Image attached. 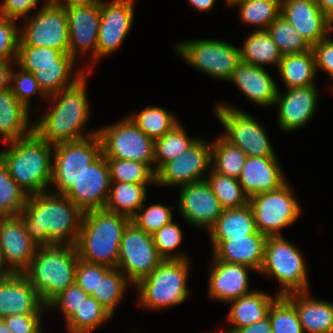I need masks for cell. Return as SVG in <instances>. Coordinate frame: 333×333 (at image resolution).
<instances>
[{
    "instance_id": "1",
    "label": "cell",
    "mask_w": 333,
    "mask_h": 333,
    "mask_svg": "<svg viewBox=\"0 0 333 333\" xmlns=\"http://www.w3.org/2000/svg\"><path fill=\"white\" fill-rule=\"evenodd\" d=\"M83 212L65 195L42 192L29 195L18 215L30 239L38 246L76 245Z\"/></svg>"
},
{
    "instance_id": "2",
    "label": "cell",
    "mask_w": 333,
    "mask_h": 333,
    "mask_svg": "<svg viewBox=\"0 0 333 333\" xmlns=\"http://www.w3.org/2000/svg\"><path fill=\"white\" fill-rule=\"evenodd\" d=\"M87 74L75 85L49 96L52 109L33 123V130L48 144L75 142L96 135L98 130L82 134L89 121Z\"/></svg>"
},
{
    "instance_id": "3",
    "label": "cell",
    "mask_w": 333,
    "mask_h": 333,
    "mask_svg": "<svg viewBox=\"0 0 333 333\" xmlns=\"http://www.w3.org/2000/svg\"><path fill=\"white\" fill-rule=\"evenodd\" d=\"M7 144L10 147L0 150V159L18 186L28 196L50 190L53 145L44 141L34 130L26 137Z\"/></svg>"
},
{
    "instance_id": "4",
    "label": "cell",
    "mask_w": 333,
    "mask_h": 333,
    "mask_svg": "<svg viewBox=\"0 0 333 333\" xmlns=\"http://www.w3.org/2000/svg\"><path fill=\"white\" fill-rule=\"evenodd\" d=\"M130 221L105 208L84 212L75 245L79 259L117 268L122 233Z\"/></svg>"
},
{
    "instance_id": "5",
    "label": "cell",
    "mask_w": 333,
    "mask_h": 333,
    "mask_svg": "<svg viewBox=\"0 0 333 333\" xmlns=\"http://www.w3.org/2000/svg\"><path fill=\"white\" fill-rule=\"evenodd\" d=\"M78 259L75 245L54 244L37 248L30 266L23 274L45 306L75 283Z\"/></svg>"
},
{
    "instance_id": "6",
    "label": "cell",
    "mask_w": 333,
    "mask_h": 333,
    "mask_svg": "<svg viewBox=\"0 0 333 333\" xmlns=\"http://www.w3.org/2000/svg\"><path fill=\"white\" fill-rule=\"evenodd\" d=\"M189 270V259L163 260L134 286L138 291V306L157 310L182 304L190 293L186 286Z\"/></svg>"
},
{
    "instance_id": "7",
    "label": "cell",
    "mask_w": 333,
    "mask_h": 333,
    "mask_svg": "<svg viewBox=\"0 0 333 333\" xmlns=\"http://www.w3.org/2000/svg\"><path fill=\"white\" fill-rule=\"evenodd\" d=\"M306 262L300 250L281 236L266 239L264 259L259 273L276 278L282 288L277 295L307 292L309 279Z\"/></svg>"
},
{
    "instance_id": "8",
    "label": "cell",
    "mask_w": 333,
    "mask_h": 333,
    "mask_svg": "<svg viewBox=\"0 0 333 333\" xmlns=\"http://www.w3.org/2000/svg\"><path fill=\"white\" fill-rule=\"evenodd\" d=\"M177 55L211 78H231L241 61L240 49L222 40L198 39L175 44Z\"/></svg>"
},
{
    "instance_id": "9",
    "label": "cell",
    "mask_w": 333,
    "mask_h": 333,
    "mask_svg": "<svg viewBox=\"0 0 333 333\" xmlns=\"http://www.w3.org/2000/svg\"><path fill=\"white\" fill-rule=\"evenodd\" d=\"M51 187L55 194L65 195L78 181L82 172L102 154L98 134L89 138L53 146Z\"/></svg>"
},
{
    "instance_id": "10",
    "label": "cell",
    "mask_w": 333,
    "mask_h": 333,
    "mask_svg": "<svg viewBox=\"0 0 333 333\" xmlns=\"http://www.w3.org/2000/svg\"><path fill=\"white\" fill-rule=\"evenodd\" d=\"M47 1V2H46ZM19 32V46H38L57 49L69 54V31L65 7L46 0Z\"/></svg>"
},
{
    "instance_id": "11",
    "label": "cell",
    "mask_w": 333,
    "mask_h": 333,
    "mask_svg": "<svg viewBox=\"0 0 333 333\" xmlns=\"http://www.w3.org/2000/svg\"><path fill=\"white\" fill-rule=\"evenodd\" d=\"M214 112L226 131L221 135L241 148L247 156L276 157L267 132L253 116L221 102L215 106Z\"/></svg>"
},
{
    "instance_id": "12",
    "label": "cell",
    "mask_w": 333,
    "mask_h": 333,
    "mask_svg": "<svg viewBox=\"0 0 333 333\" xmlns=\"http://www.w3.org/2000/svg\"><path fill=\"white\" fill-rule=\"evenodd\" d=\"M290 186L286 181L275 190L249 198L256 227L261 234L281 236L280 230L295 223L300 216V203Z\"/></svg>"
},
{
    "instance_id": "13",
    "label": "cell",
    "mask_w": 333,
    "mask_h": 333,
    "mask_svg": "<svg viewBox=\"0 0 333 333\" xmlns=\"http://www.w3.org/2000/svg\"><path fill=\"white\" fill-rule=\"evenodd\" d=\"M97 130L105 158L145 163L154 171L155 141L141 131L129 116Z\"/></svg>"
},
{
    "instance_id": "14",
    "label": "cell",
    "mask_w": 333,
    "mask_h": 333,
    "mask_svg": "<svg viewBox=\"0 0 333 333\" xmlns=\"http://www.w3.org/2000/svg\"><path fill=\"white\" fill-rule=\"evenodd\" d=\"M164 259L153 243L152 235L129 222L122 233L117 268L135 286Z\"/></svg>"
},
{
    "instance_id": "15",
    "label": "cell",
    "mask_w": 333,
    "mask_h": 333,
    "mask_svg": "<svg viewBox=\"0 0 333 333\" xmlns=\"http://www.w3.org/2000/svg\"><path fill=\"white\" fill-rule=\"evenodd\" d=\"M211 166V143L199 138L184 153L165 163L156 172L155 185L181 187L205 180L203 175Z\"/></svg>"
},
{
    "instance_id": "16",
    "label": "cell",
    "mask_w": 333,
    "mask_h": 333,
    "mask_svg": "<svg viewBox=\"0 0 333 333\" xmlns=\"http://www.w3.org/2000/svg\"><path fill=\"white\" fill-rule=\"evenodd\" d=\"M100 9L96 62L119 49L129 34L134 19V0H101Z\"/></svg>"
},
{
    "instance_id": "17",
    "label": "cell",
    "mask_w": 333,
    "mask_h": 333,
    "mask_svg": "<svg viewBox=\"0 0 333 333\" xmlns=\"http://www.w3.org/2000/svg\"><path fill=\"white\" fill-rule=\"evenodd\" d=\"M111 187L108 162L101 154L80 175L78 181L65 194L83 213L104 209Z\"/></svg>"
},
{
    "instance_id": "18",
    "label": "cell",
    "mask_w": 333,
    "mask_h": 333,
    "mask_svg": "<svg viewBox=\"0 0 333 333\" xmlns=\"http://www.w3.org/2000/svg\"><path fill=\"white\" fill-rule=\"evenodd\" d=\"M66 9L69 31V54L77 57L92 51V60L96 63V51L100 28V2L74 5Z\"/></svg>"
},
{
    "instance_id": "19",
    "label": "cell",
    "mask_w": 333,
    "mask_h": 333,
    "mask_svg": "<svg viewBox=\"0 0 333 333\" xmlns=\"http://www.w3.org/2000/svg\"><path fill=\"white\" fill-rule=\"evenodd\" d=\"M178 208L187 223L210 230L223 208L206 180L180 187Z\"/></svg>"
},
{
    "instance_id": "20",
    "label": "cell",
    "mask_w": 333,
    "mask_h": 333,
    "mask_svg": "<svg viewBox=\"0 0 333 333\" xmlns=\"http://www.w3.org/2000/svg\"><path fill=\"white\" fill-rule=\"evenodd\" d=\"M37 248L19 216L0 217V250L11 273L23 274L30 266Z\"/></svg>"
},
{
    "instance_id": "21",
    "label": "cell",
    "mask_w": 333,
    "mask_h": 333,
    "mask_svg": "<svg viewBox=\"0 0 333 333\" xmlns=\"http://www.w3.org/2000/svg\"><path fill=\"white\" fill-rule=\"evenodd\" d=\"M316 85L286 89L284 94L278 90L275 99L278 109V124L284 132H292L305 126L313 117L318 106Z\"/></svg>"
},
{
    "instance_id": "22",
    "label": "cell",
    "mask_w": 333,
    "mask_h": 333,
    "mask_svg": "<svg viewBox=\"0 0 333 333\" xmlns=\"http://www.w3.org/2000/svg\"><path fill=\"white\" fill-rule=\"evenodd\" d=\"M281 15L311 47L331 34V20L315 0H281Z\"/></svg>"
},
{
    "instance_id": "23",
    "label": "cell",
    "mask_w": 333,
    "mask_h": 333,
    "mask_svg": "<svg viewBox=\"0 0 333 333\" xmlns=\"http://www.w3.org/2000/svg\"><path fill=\"white\" fill-rule=\"evenodd\" d=\"M45 306L24 274L0 280V319L16 314H43Z\"/></svg>"
},
{
    "instance_id": "24",
    "label": "cell",
    "mask_w": 333,
    "mask_h": 333,
    "mask_svg": "<svg viewBox=\"0 0 333 333\" xmlns=\"http://www.w3.org/2000/svg\"><path fill=\"white\" fill-rule=\"evenodd\" d=\"M212 263L208 278V296L211 299L229 303L252 292L249 290L248 271L254 269L214 259Z\"/></svg>"
},
{
    "instance_id": "25",
    "label": "cell",
    "mask_w": 333,
    "mask_h": 333,
    "mask_svg": "<svg viewBox=\"0 0 333 333\" xmlns=\"http://www.w3.org/2000/svg\"><path fill=\"white\" fill-rule=\"evenodd\" d=\"M278 160L277 157H246L238 180L249 198L275 190L287 181Z\"/></svg>"
},
{
    "instance_id": "26",
    "label": "cell",
    "mask_w": 333,
    "mask_h": 333,
    "mask_svg": "<svg viewBox=\"0 0 333 333\" xmlns=\"http://www.w3.org/2000/svg\"><path fill=\"white\" fill-rule=\"evenodd\" d=\"M272 77L265 68L240 61L229 81L253 103L268 107L274 105L279 90Z\"/></svg>"
},
{
    "instance_id": "27",
    "label": "cell",
    "mask_w": 333,
    "mask_h": 333,
    "mask_svg": "<svg viewBox=\"0 0 333 333\" xmlns=\"http://www.w3.org/2000/svg\"><path fill=\"white\" fill-rule=\"evenodd\" d=\"M308 292L285 295L294 305L304 333H333V303L313 298Z\"/></svg>"
},
{
    "instance_id": "28",
    "label": "cell",
    "mask_w": 333,
    "mask_h": 333,
    "mask_svg": "<svg viewBox=\"0 0 333 333\" xmlns=\"http://www.w3.org/2000/svg\"><path fill=\"white\" fill-rule=\"evenodd\" d=\"M267 236L248 235L223 241L214 251L213 259L248 266L254 271L261 269Z\"/></svg>"
},
{
    "instance_id": "29",
    "label": "cell",
    "mask_w": 333,
    "mask_h": 333,
    "mask_svg": "<svg viewBox=\"0 0 333 333\" xmlns=\"http://www.w3.org/2000/svg\"><path fill=\"white\" fill-rule=\"evenodd\" d=\"M212 250L231 238H245L258 232L250 204L240 208L223 209L214 226L208 231Z\"/></svg>"
},
{
    "instance_id": "30",
    "label": "cell",
    "mask_w": 333,
    "mask_h": 333,
    "mask_svg": "<svg viewBox=\"0 0 333 333\" xmlns=\"http://www.w3.org/2000/svg\"><path fill=\"white\" fill-rule=\"evenodd\" d=\"M29 113L10 87L0 91V135L5 143L24 138L33 131Z\"/></svg>"
},
{
    "instance_id": "31",
    "label": "cell",
    "mask_w": 333,
    "mask_h": 333,
    "mask_svg": "<svg viewBox=\"0 0 333 333\" xmlns=\"http://www.w3.org/2000/svg\"><path fill=\"white\" fill-rule=\"evenodd\" d=\"M279 297L271 296L263 291L252 290L234 301H231V308L228 312L227 321L232 327L225 330L227 333H235L239 328L251 325L268 316L272 303Z\"/></svg>"
},
{
    "instance_id": "32",
    "label": "cell",
    "mask_w": 333,
    "mask_h": 333,
    "mask_svg": "<svg viewBox=\"0 0 333 333\" xmlns=\"http://www.w3.org/2000/svg\"><path fill=\"white\" fill-rule=\"evenodd\" d=\"M76 60L70 54H63L57 65L35 66L33 76L43 93L48 97L75 85L88 72L86 68L73 73ZM74 74V75H73Z\"/></svg>"
},
{
    "instance_id": "33",
    "label": "cell",
    "mask_w": 333,
    "mask_h": 333,
    "mask_svg": "<svg viewBox=\"0 0 333 333\" xmlns=\"http://www.w3.org/2000/svg\"><path fill=\"white\" fill-rule=\"evenodd\" d=\"M277 69L286 89L315 85L317 71L312 49L282 55Z\"/></svg>"
},
{
    "instance_id": "34",
    "label": "cell",
    "mask_w": 333,
    "mask_h": 333,
    "mask_svg": "<svg viewBox=\"0 0 333 333\" xmlns=\"http://www.w3.org/2000/svg\"><path fill=\"white\" fill-rule=\"evenodd\" d=\"M152 184H133L128 182H111L105 209L130 220L147 199V187Z\"/></svg>"
},
{
    "instance_id": "35",
    "label": "cell",
    "mask_w": 333,
    "mask_h": 333,
    "mask_svg": "<svg viewBox=\"0 0 333 333\" xmlns=\"http://www.w3.org/2000/svg\"><path fill=\"white\" fill-rule=\"evenodd\" d=\"M241 61L258 67L275 64L278 68L282 54L267 30H253L240 48ZM264 65V66H263Z\"/></svg>"
},
{
    "instance_id": "36",
    "label": "cell",
    "mask_w": 333,
    "mask_h": 333,
    "mask_svg": "<svg viewBox=\"0 0 333 333\" xmlns=\"http://www.w3.org/2000/svg\"><path fill=\"white\" fill-rule=\"evenodd\" d=\"M213 142H211V165H213L211 168L219 174L238 179L247 157L246 153L222 135Z\"/></svg>"
},
{
    "instance_id": "37",
    "label": "cell",
    "mask_w": 333,
    "mask_h": 333,
    "mask_svg": "<svg viewBox=\"0 0 333 333\" xmlns=\"http://www.w3.org/2000/svg\"><path fill=\"white\" fill-rule=\"evenodd\" d=\"M199 137H188L183 125L179 122L164 136L155 140L154 172L156 173L165 163L175 159L191 147Z\"/></svg>"
},
{
    "instance_id": "38",
    "label": "cell",
    "mask_w": 333,
    "mask_h": 333,
    "mask_svg": "<svg viewBox=\"0 0 333 333\" xmlns=\"http://www.w3.org/2000/svg\"><path fill=\"white\" fill-rule=\"evenodd\" d=\"M113 315L95 298L88 295L75 313L66 321L69 333H90Z\"/></svg>"
},
{
    "instance_id": "39",
    "label": "cell",
    "mask_w": 333,
    "mask_h": 333,
    "mask_svg": "<svg viewBox=\"0 0 333 333\" xmlns=\"http://www.w3.org/2000/svg\"><path fill=\"white\" fill-rule=\"evenodd\" d=\"M243 23L254 25L257 31L267 30L281 14V0H241L235 3Z\"/></svg>"
},
{
    "instance_id": "40",
    "label": "cell",
    "mask_w": 333,
    "mask_h": 333,
    "mask_svg": "<svg viewBox=\"0 0 333 333\" xmlns=\"http://www.w3.org/2000/svg\"><path fill=\"white\" fill-rule=\"evenodd\" d=\"M209 170L210 175L206 174L208 177L205 180L223 209L240 208L249 204V197L237 178L219 174L212 168Z\"/></svg>"
},
{
    "instance_id": "41",
    "label": "cell",
    "mask_w": 333,
    "mask_h": 333,
    "mask_svg": "<svg viewBox=\"0 0 333 333\" xmlns=\"http://www.w3.org/2000/svg\"><path fill=\"white\" fill-rule=\"evenodd\" d=\"M137 127L154 141L164 136L179 123L173 113L158 106H147L139 113L129 116Z\"/></svg>"
},
{
    "instance_id": "42",
    "label": "cell",
    "mask_w": 333,
    "mask_h": 333,
    "mask_svg": "<svg viewBox=\"0 0 333 333\" xmlns=\"http://www.w3.org/2000/svg\"><path fill=\"white\" fill-rule=\"evenodd\" d=\"M128 284L130 282L126 276L118 268H112L104 277H100L99 285L91 296L114 315L116 306L123 300Z\"/></svg>"
},
{
    "instance_id": "43",
    "label": "cell",
    "mask_w": 333,
    "mask_h": 333,
    "mask_svg": "<svg viewBox=\"0 0 333 333\" xmlns=\"http://www.w3.org/2000/svg\"><path fill=\"white\" fill-rule=\"evenodd\" d=\"M267 32L282 55L303 53L312 49L295 27L281 14L269 25Z\"/></svg>"
},
{
    "instance_id": "44",
    "label": "cell",
    "mask_w": 333,
    "mask_h": 333,
    "mask_svg": "<svg viewBox=\"0 0 333 333\" xmlns=\"http://www.w3.org/2000/svg\"><path fill=\"white\" fill-rule=\"evenodd\" d=\"M111 182H128L133 184H156V173L145 163L106 158Z\"/></svg>"
},
{
    "instance_id": "45",
    "label": "cell",
    "mask_w": 333,
    "mask_h": 333,
    "mask_svg": "<svg viewBox=\"0 0 333 333\" xmlns=\"http://www.w3.org/2000/svg\"><path fill=\"white\" fill-rule=\"evenodd\" d=\"M27 198L0 159V217L18 216L24 210Z\"/></svg>"
},
{
    "instance_id": "46",
    "label": "cell",
    "mask_w": 333,
    "mask_h": 333,
    "mask_svg": "<svg viewBox=\"0 0 333 333\" xmlns=\"http://www.w3.org/2000/svg\"><path fill=\"white\" fill-rule=\"evenodd\" d=\"M268 316L272 333H304L294 305L285 296L272 303Z\"/></svg>"
},
{
    "instance_id": "47",
    "label": "cell",
    "mask_w": 333,
    "mask_h": 333,
    "mask_svg": "<svg viewBox=\"0 0 333 333\" xmlns=\"http://www.w3.org/2000/svg\"><path fill=\"white\" fill-rule=\"evenodd\" d=\"M152 238L159 255L164 260L189 259L185 253L175 251L182 243L183 236L179 225L173 220L154 232Z\"/></svg>"
},
{
    "instance_id": "48",
    "label": "cell",
    "mask_w": 333,
    "mask_h": 333,
    "mask_svg": "<svg viewBox=\"0 0 333 333\" xmlns=\"http://www.w3.org/2000/svg\"><path fill=\"white\" fill-rule=\"evenodd\" d=\"M64 52L57 49L38 46H18L15 64L23 70L35 71V66L57 65Z\"/></svg>"
},
{
    "instance_id": "49",
    "label": "cell",
    "mask_w": 333,
    "mask_h": 333,
    "mask_svg": "<svg viewBox=\"0 0 333 333\" xmlns=\"http://www.w3.org/2000/svg\"><path fill=\"white\" fill-rule=\"evenodd\" d=\"M144 207H147L145 203L139 208L136 215L131 219V222L146 233L152 235L173 220L170 206L157 203L150 205L147 209H144Z\"/></svg>"
},
{
    "instance_id": "50",
    "label": "cell",
    "mask_w": 333,
    "mask_h": 333,
    "mask_svg": "<svg viewBox=\"0 0 333 333\" xmlns=\"http://www.w3.org/2000/svg\"><path fill=\"white\" fill-rule=\"evenodd\" d=\"M17 71L11 70L10 75V88L14 96L21 102L27 109L30 108V98L32 95L39 94L42 98L48 97L41 90L38 81L33 76L32 72L23 70L21 67Z\"/></svg>"
},
{
    "instance_id": "51",
    "label": "cell",
    "mask_w": 333,
    "mask_h": 333,
    "mask_svg": "<svg viewBox=\"0 0 333 333\" xmlns=\"http://www.w3.org/2000/svg\"><path fill=\"white\" fill-rule=\"evenodd\" d=\"M112 268L78 259L75 270V283L88 295L97 289L100 277H104Z\"/></svg>"
},
{
    "instance_id": "52",
    "label": "cell",
    "mask_w": 333,
    "mask_h": 333,
    "mask_svg": "<svg viewBox=\"0 0 333 333\" xmlns=\"http://www.w3.org/2000/svg\"><path fill=\"white\" fill-rule=\"evenodd\" d=\"M17 20L0 17V61H16L19 46Z\"/></svg>"
},
{
    "instance_id": "53",
    "label": "cell",
    "mask_w": 333,
    "mask_h": 333,
    "mask_svg": "<svg viewBox=\"0 0 333 333\" xmlns=\"http://www.w3.org/2000/svg\"><path fill=\"white\" fill-rule=\"evenodd\" d=\"M88 294L79 287L76 283L68 286L63 292L56 296L48 305L47 308L55 307L63 312L65 322L75 313L76 309L87 298Z\"/></svg>"
},
{
    "instance_id": "54",
    "label": "cell",
    "mask_w": 333,
    "mask_h": 333,
    "mask_svg": "<svg viewBox=\"0 0 333 333\" xmlns=\"http://www.w3.org/2000/svg\"><path fill=\"white\" fill-rule=\"evenodd\" d=\"M43 314H16L2 319L12 333H38Z\"/></svg>"
},
{
    "instance_id": "55",
    "label": "cell",
    "mask_w": 333,
    "mask_h": 333,
    "mask_svg": "<svg viewBox=\"0 0 333 333\" xmlns=\"http://www.w3.org/2000/svg\"><path fill=\"white\" fill-rule=\"evenodd\" d=\"M331 34L312 46L316 71H325L333 79V39Z\"/></svg>"
},
{
    "instance_id": "56",
    "label": "cell",
    "mask_w": 333,
    "mask_h": 333,
    "mask_svg": "<svg viewBox=\"0 0 333 333\" xmlns=\"http://www.w3.org/2000/svg\"><path fill=\"white\" fill-rule=\"evenodd\" d=\"M39 2L40 0H3L0 17L14 20L27 18L29 13L37 8Z\"/></svg>"
},
{
    "instance_id": "57",
    "label": "cell",
    "mask_w": 333,
    "mask_h": 333,
    "mask_svg": "<svg viewBox=\"0 0 333 333\" xmlns=\"http://www.w3.org/2000/svg\"><path fill=\"white\" fill-rule=\"evenodd\" d=\"M235 333H272L269 316L256 323L239 328Z\"/></svg>"
},
{
    "instance_id": "58",
    "label": "cell",
    "mask_w": 333,
    "mask_h": 333,
    "mask_svg": "<svg viewBox=\"0 0 333 333\" xmlns=\"http://www.w3.org/2000/svg\"><path fill=\"white\" fill-rule=\"evenodd\" d=\"M11 62L14 64L16 61H0V91L10 87Z\"/></svg>"
},
{
    "instance_id": "59",
    "label": "cell",
    "mask_w": 333,
    "mask_h": 333,
    "mask_svg": "<svg viewBox=\"0 0 333 333\" xmlns=\"http://www.w3.org/2000/svg\"><path fill=\"white\" fill-rule=\"evenodd\" d=\"M199 11L207 12L214 8L216 0H188Z\"/></svg>"
},
{
    "instance_id": "60",
    "label": "cell",
    "mask_w": 333,
    "mask_h": 333,
    "mask_svg": "<svg viewBox=\"0 0 333 333\" xmlns=\"http://www.w3.org/2000/svg\"><path fill=\"white\" fill-rule=\"evenodd\" d=\"M315 2L330 20L333 19V0H315Z\"/></svg>"
},
{
    "instance_id": "61",
    "label": "cell",
    "mask_w": 333,
    "mask_h": 333,
    "mask_svg": "<svg viewBox=\"0 0 333 333\" xmlns=\"http://www.w3.org/2000/svg\"><path fill=\"white\" fill-rule=\"evenodd\" d=\"M55 3L67 8L74 5L92 4L101 0H53Z\"/></svg>"
},
{
    "instance_id": "62",
    "label": "cell",
    "mask_w": 333,
    "mask_h": 333,
    "mask_svg": "<svg viewBox=\"0 0 333 333\" xmlns=\"http://www.w3.org/2000/svg\"><path fill=\"white\" fill-rule=\"evenodd\" d=\"M11 274L12 273L8 270V268L6 267V265L3 261L2 253L0 250V280L8 277Z\"/></svg>"
},
{
    "instance_id": "63",
    "label": "cell",
    "mask_w": 333,
    "mask_h": 333,
    "mask_svg": "<svg viewBox=\"0 0 333 333\" xmlns=\"http://www.w3.org/2000/svg\"><path fill=\"white\" fill-rule=\"evenodd\" d=\"M0 333H12L2 319H0Z\"/></svg>"
},
{
    "instance_id": "64",
    "label": "cell",
    "mask_w": 333,
    "mask_h": 333,
    "mask_svg": "<svg viewBox=\"0 0 333 333\" xmlns=\"http://www.w3.org/2000/svg\"><path fill=\"white\" fill-rule=\"evenodd\" d=\"M241 0H225L227 6H234L235 3Z\"/></svg>"
},
{
    "instance_id": "65",
    "label": "cell",
    "mask_w": 333,
    "mask_h": 333,
    "mask_svg": "<svg viewBox=\"0 0 333 333\" xmlns=\"http://www.w3.org/2000/svg\"><path fill=\"white\" fill-rule=\"evenodd\" d=\"M333 31V19H331V23H330V33H332Z\"/></svg>"
}]
</instances>
